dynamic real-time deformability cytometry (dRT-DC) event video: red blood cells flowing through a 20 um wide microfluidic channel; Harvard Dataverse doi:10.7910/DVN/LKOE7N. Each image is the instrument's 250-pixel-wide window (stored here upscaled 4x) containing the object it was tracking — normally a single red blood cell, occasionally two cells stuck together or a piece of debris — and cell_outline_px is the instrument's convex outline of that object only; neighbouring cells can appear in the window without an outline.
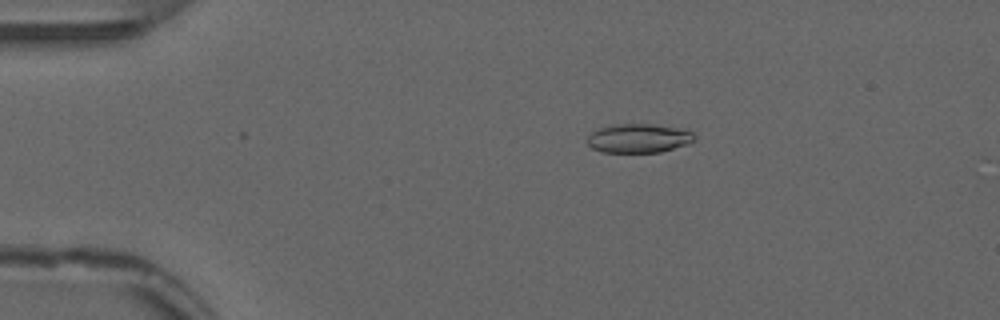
{"species": "common noctule bat (a hibernating species)", "species_latin": "Nyctalus noctula", "temperature_condition": "warm", "stored_images_in_passage": 54, "camera_frame_rate_fps": 3000, "um_per_image_px": 0.085, "animal": {"sex": "male", "forearm_length_mm": 52.5}, "frame": {"image": 1, "passage_image": 11, "time_ms": 3.333, "image_size_px": [1000, 320], "cell_outline_px": [[696, 140], [688, 144], [660, 152], [600, 152], [592, 148], [588, 144], [588, 136], [596, 128], [616, 124], [652, 124], [676, 128], [692, 132], [696, 136]], "centroid_in_image_um": [54.27, 11.75], "position_along_channel_um": 30.7, "area_um2": 18.09}}
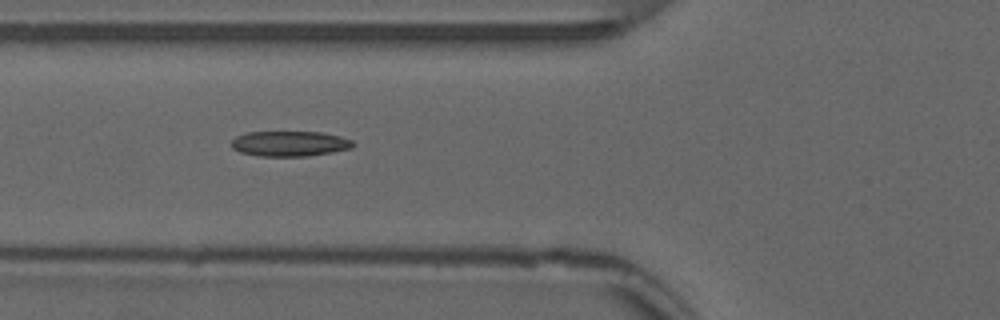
{"frame": {"image": 2, "passage_image": 21, "time_ms": 6.667, "image_size_px": [1000, 320], "cell_outline_px": [[356, 144], [352, 148], [332, 152], [308, 156], [260, 156], [240, 152], [232, 148], [232, 140], [236, 136], [248, 132], [320, 132], [340, 136], [352, 140]], "centroid_in_image_um": [24.64, 12.21], "position_along_channel_um": 101.2, "area_um2": 17.92}}
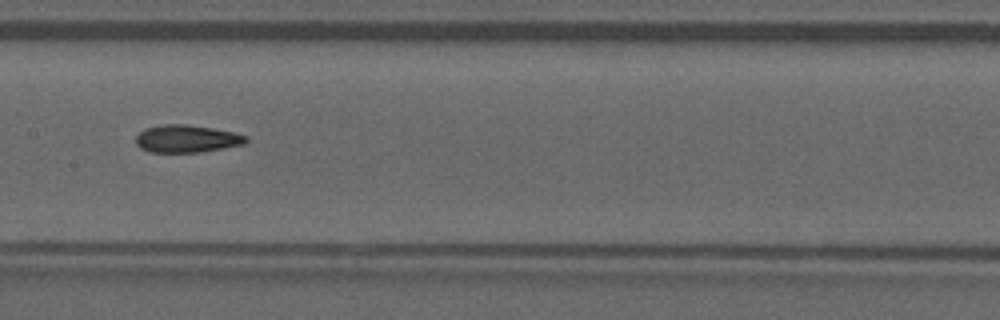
{"frame": {"image": 3, "passage_image": 28, "time_ms": 9.0, "image_size_px": [1000, 320], "cell_outline_px": [[248, 140], [244, 144], [200, 152], [148, 152], [140, 148], [136, 144], [136, 136], [144, 128], [160, 124], [188, 124], [236, 132], [248, 136]], "centroid_in_image_um": [15.86, 11.78], "position_along_channel_um": 191.5, "area_um2": 17.86}, "authors_computed_cell_mechanics": {"area_um2": 17.8313, "velocity_mm_per_s": 3.8577, "shape_relaxation_time_tau1_ms": null, "shape_relaxation_time_tau2_ms": 3.9987, "deformation_change_tau1": null, "deformation_change_tau2": 0.1334}}